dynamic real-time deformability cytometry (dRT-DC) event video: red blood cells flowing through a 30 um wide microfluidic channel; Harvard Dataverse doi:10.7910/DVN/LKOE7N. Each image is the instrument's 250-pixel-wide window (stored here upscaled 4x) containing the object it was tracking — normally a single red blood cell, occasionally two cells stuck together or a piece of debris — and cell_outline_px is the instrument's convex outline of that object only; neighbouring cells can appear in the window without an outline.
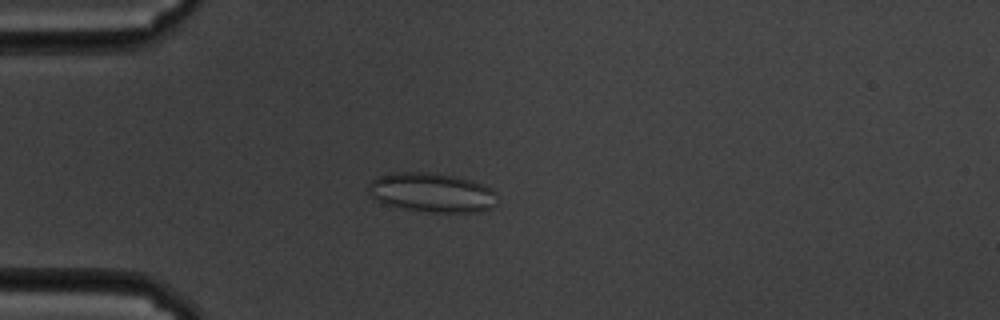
{"species": "common noctule bat (a hibernating species)", "species_latin": "Nyctalus noctula", "temperature_condition": "cold", "stored_images_in_passage": 55, "camera_frame_rate_fps": 3000, "um_per_image_px": 0.085, "animal": {"sex": "male", "body_mass_g": 19.5, "forearm_length_mm": 54.6}, "frame": {"image": 1, "passage_image": 12, "time_ms": 3.667, "image_size_px": [1000, 320], "cell_outline_px": [[496, 192], [492, 208], [480, 212], [428, 212], [404, 208], [388, 204], [376, 200], [368, 192], [368, 184], [376, 176], [392, 172], [432, 172], [472, 180], [484, 184], [492, 188]], "centroid_in_image_um": [36.7, 16.35], "position_along_channel_um": 48.3, "area_um2": 29.59}}
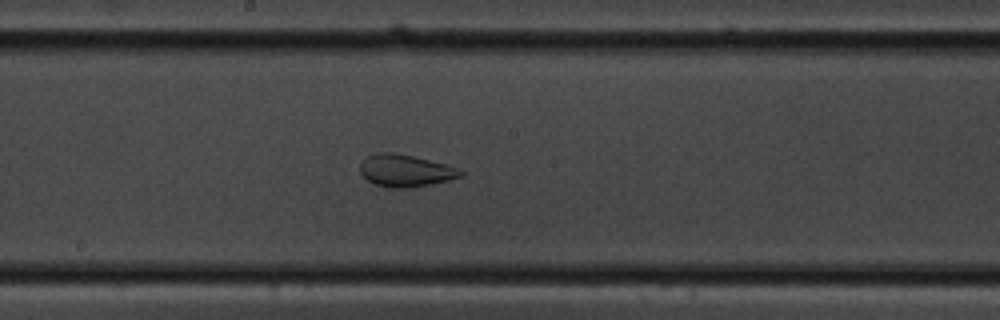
{"frame": {"image": 2, "passage_image": 28, "time_ms": 9.0, "image_size_px": [1000, 320], "cell_outline_px": [[464, 176], [448, 180], [408, 188], [392, 188], [376, 184], [360, 176], [360, 160], [364, 156], [376, 152], [392, 152], [412, 156], [444, 164], [456, 168], [464, 172]], "centroid_in_image_um": [34.38, 14.49], "position_along_channel_um": 213.8, "area_um2": 18.84}}
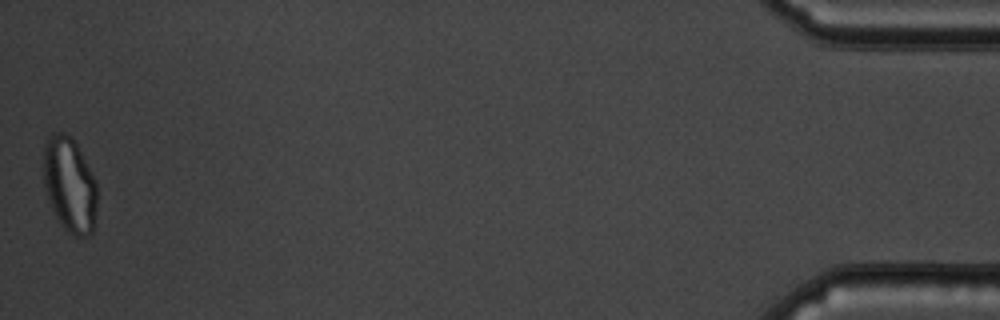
{"frame": {"image": 3, "passage_image": 55, "time_ms": 18.0, "image_size_px": [1000, 320], "cell_outline_px": [[96, 208], [92, 232], [88, 236], [76, 236], [64, 228], [56, 216], [52, 208], [44, 184], [44, 144], [52, 132], [64, 132], [72, 136], [96, 180]], "centroid_in_image_um": [5.92, 15.66], "position_along_channel_um": 429.3, "area_um2": 29.42}}